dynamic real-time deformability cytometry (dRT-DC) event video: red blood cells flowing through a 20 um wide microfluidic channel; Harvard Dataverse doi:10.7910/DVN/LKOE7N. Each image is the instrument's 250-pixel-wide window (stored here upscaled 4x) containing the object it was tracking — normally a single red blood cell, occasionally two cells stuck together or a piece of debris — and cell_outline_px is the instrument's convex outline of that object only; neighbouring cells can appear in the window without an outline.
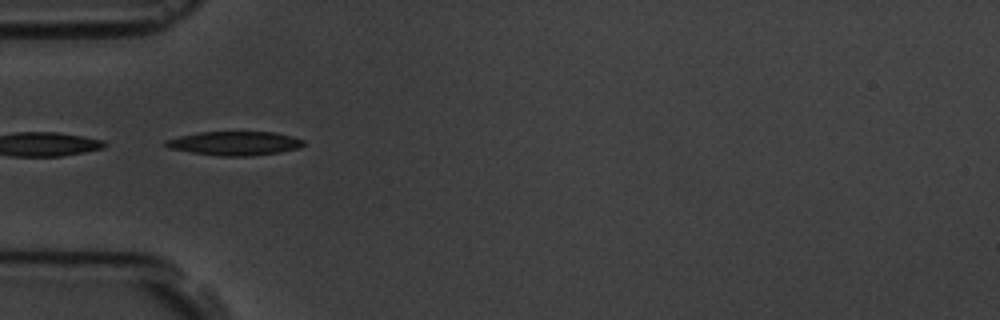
{"species": "common noctule bat (a hibernating species)", "species_latin": "Nyctalus noctula", "temperature_condition": "room temperature", "stored_images_in_passage": 5, "camera_frame_rate_fps": 3000, "um_per_image_px": 0.085, "animal": {"sex": "male", "body_mass_g": 19.5, "forearm_length_mm": 54.6}, "frame": {"image": 1, "passage_image": 4, "time_ms": 3.333, "image_size_px": [1000, 320], "cell_outline_px": [[304, 144], [300, 148], [280, 152], [248, 156], [220, 156], [192, 152], [168, 148], [164, 144], [164, 140], [180, 136], [200, 132], [276, 132], [292, 136], [304, 140]], "centroid_in_image_um": [19.96, 12.18], "position_along_channel_um": 65.0, "area_um2": 19.19}}
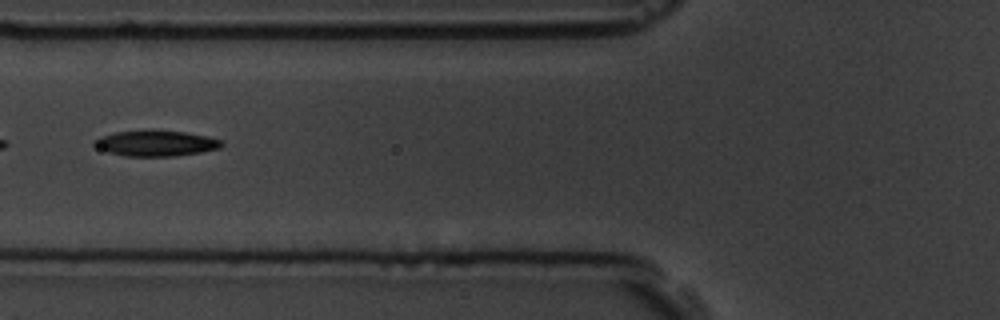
{"frame": {"image": 2, "passage_image": 5, "time_ms": 4.667, "image_size_px": [1000, 320], "cell_outline_px": [[224, 144], [220, 148], [200, 152], [172, 156], [124, 156], [108, 152], [92, 144], [92, 140], [100, 136], [116, 132], [148, 128], [152, 128], [184, 132], [208, 136], [224, 140]], "centroid_in_image_um": [13.25, 12.14], "position_along_channel_um": 112.6, "area_um2": 19.59}}